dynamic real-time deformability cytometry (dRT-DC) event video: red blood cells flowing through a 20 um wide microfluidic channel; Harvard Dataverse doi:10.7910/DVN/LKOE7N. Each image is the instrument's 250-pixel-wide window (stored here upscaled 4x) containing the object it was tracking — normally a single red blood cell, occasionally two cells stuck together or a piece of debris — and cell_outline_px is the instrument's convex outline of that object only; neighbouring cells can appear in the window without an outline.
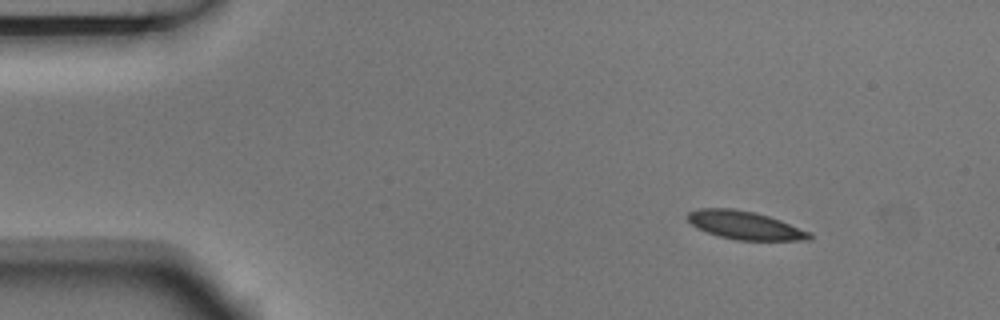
{"species": "Egyptian fruit bat (a non-hibernating species)", "species_latin": "Rousettus aegyptiacus", "temperature_condition": "room temperature", "stored_images_in_passage": 5, "camera_frame_rate_fps": 3000, "um_per_image_px": 0.085, "animal": {"sex": "male"}, "frame": {"image": 1, "passage_image": 1, "time_ms": 0.0, "image_size_px": [1000, 320], "cell_outline_px": [[812, 240], [736, 240], [720, 236], [696, 228], [688, 220], [688, 212], [696, 208], [732, 208], [752, 212], [768, 216], [780, 220], [812, 232]], "centroid_in_image_um": [63.33, 19.15], "position_along_channel_um": 21.7, "area_um2": 20.0}}
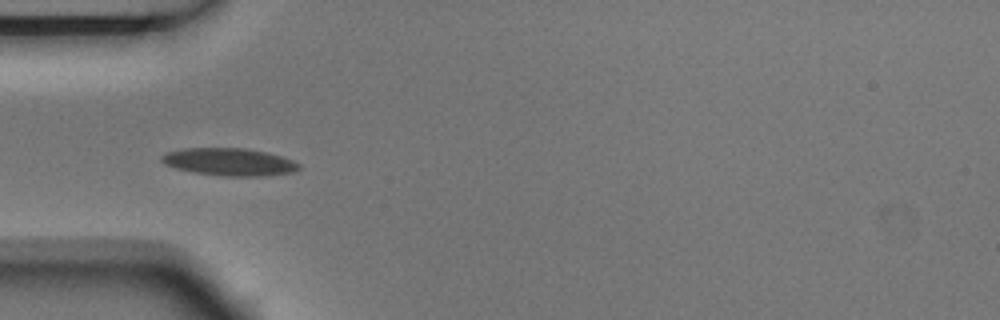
{"frame": {"image": 2, "passage_image": 4, "time_ms": 1.0, "image_size_px": [1000, 320], "cell_outline_px": [[300, 168], [296, 172], [268, 176], [224, 176], [196, 172], [176, 168], [164, 164], [160, 160], [160, 156], [168, 152], [184, 148], [248, 148], [268, 152], [292, 160], [300, 164]], "centroid_in_image_um": [19.53, 13.76], "position_along_channel_um": 65.5, "area_um2": 22.14}}
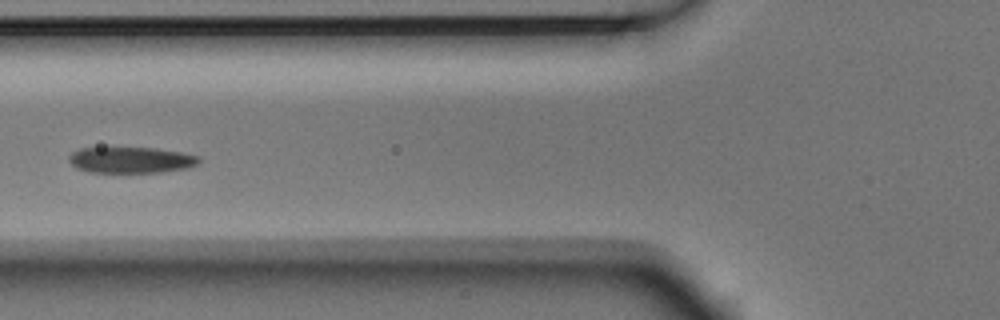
{"frame": {"image": 3, "passage_image": 5, "time_ms": 1.333, "image_size_px": [1000, 320], "cell_outline_px": [[200, 160], [196, 164], [188, 168], [160, 172], [88, 172], [76, 168], [68, 160], [68, 156], [72, 152], [80, 148], [112, 144], [156, 148], [180, 152], [200, 156]], "centroid_in_image_um": [11.05, 13.54], "position_along_channel_um": 114.7, "area_um2": 20.81}}